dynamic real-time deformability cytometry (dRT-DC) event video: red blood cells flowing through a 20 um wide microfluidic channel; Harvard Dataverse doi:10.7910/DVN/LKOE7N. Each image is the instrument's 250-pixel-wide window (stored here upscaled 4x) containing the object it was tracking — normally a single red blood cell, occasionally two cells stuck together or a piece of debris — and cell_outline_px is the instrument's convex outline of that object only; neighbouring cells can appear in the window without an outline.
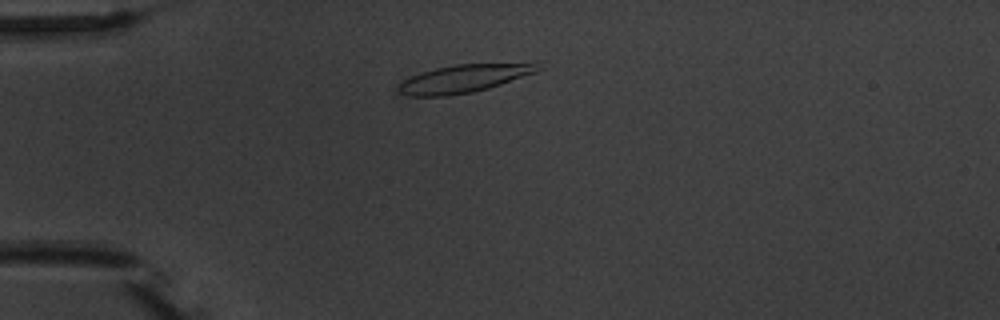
{"species": "common noctule bat (a hibernating species)", "species_latin": "Nyctalus noctula", "temperature_condition": "warm", "stored_images_in_passage": 7, "camera_frame_rate_fps": 3000, "um_per_image_px": 0.085, "animal": {"sex": "male", "body_mass_g": 20.1, "forearm_length_mm": 53.5}, "frame": {"image": 1, "passage_image": 2, "time_ms": 1.333, "image_size_px": [1000, 320], "cell_outline_px": [[544, 68], [536, 72], [488, 88], [472, 92], [448, 96], [408, 96], [400, 92], [396, 88], [396, 84], [420, 72], [436, 68], [456, 64], [532, 60], [540, 60]], "centroid_in_image_um": [39.6, 6.61], "position_along_channel_um": 45.4, "area_um2": 23.76}}
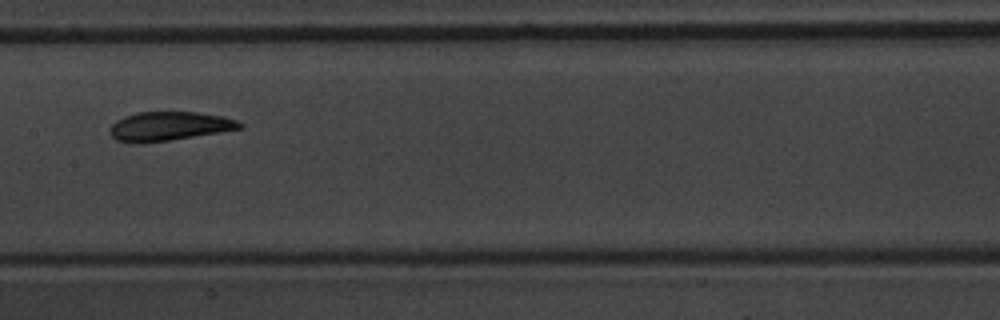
{"frame": {"image": 2, "passage_image": 6, "time_ms": 6.0, "image_size_px": [1000, 320], "cell_outline_px": [[244, 128], [220, 132], [168, 140], [136, 144], [116, 140], [108, 132], [108, 128], [116, 120], [124, 116], [136, 112], [196, 112], [224, 116], [236, 120], [244, 124]], "centroid_in_image_um": [14.35, 10.72], "position_along_channel_um": 193.1, "area_um2": 22.08}}
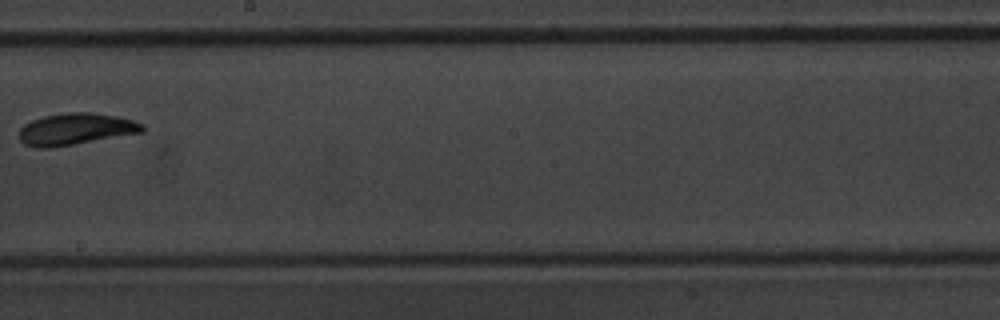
{"frame": {"image": 3, "passage_image": 7, "time_ms": 7.333, "image_size_px": [1000, 320], "cell_outline_px": [[144, 132], [48, 148], [36, 148], [24, 144], [20, 140], [20, 128], [24, 124], [32, 120], [44, 116], [64, 112], [92, 112], [116, 116], [132, 120], [144, 124]], "centroid_in_image_um": [6.42, 10.96], "position_along_channel_um": 241.8, "area_um2": 22.66}}